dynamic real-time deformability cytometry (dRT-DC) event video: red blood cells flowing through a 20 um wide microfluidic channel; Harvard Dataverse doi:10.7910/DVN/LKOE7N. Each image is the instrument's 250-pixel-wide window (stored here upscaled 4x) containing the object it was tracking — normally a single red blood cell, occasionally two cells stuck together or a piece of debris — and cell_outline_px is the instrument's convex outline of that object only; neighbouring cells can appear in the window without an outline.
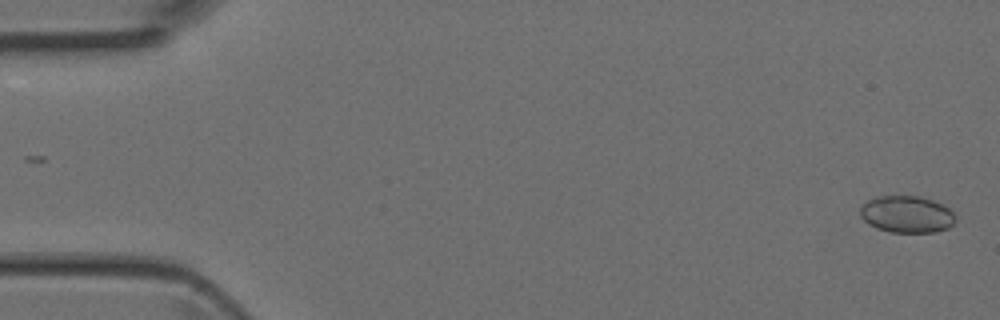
{"species": "Egyptian fruit bat (a non-hibernating species)", "species_latin": "Rousettus aegyptiacus", "temperature_condition": "room temperature", "stored_images_in_passage": 3, "camera_frame_rate_fps": 3000, "um_per_image_px": 0.085, "animal": {"sex": "female"}, "frame": {"image": 1, "passage_image": 1, "time_ms": 0.0, "image_size_px": [1000, 320], "cell_outline_px": [[956, 220], [948, 228], [936, 232], [892, 232], [876, 228], [868, 224], [860, 216], [860, 208], [868, 200], [876, 196], [920, 196], [932, 200], [948, 208], [956, 216]], "centroid_in_image_um": [77.07, 18.22], "position_along_channel_um": 7.9, "area_um2": 20.46}}